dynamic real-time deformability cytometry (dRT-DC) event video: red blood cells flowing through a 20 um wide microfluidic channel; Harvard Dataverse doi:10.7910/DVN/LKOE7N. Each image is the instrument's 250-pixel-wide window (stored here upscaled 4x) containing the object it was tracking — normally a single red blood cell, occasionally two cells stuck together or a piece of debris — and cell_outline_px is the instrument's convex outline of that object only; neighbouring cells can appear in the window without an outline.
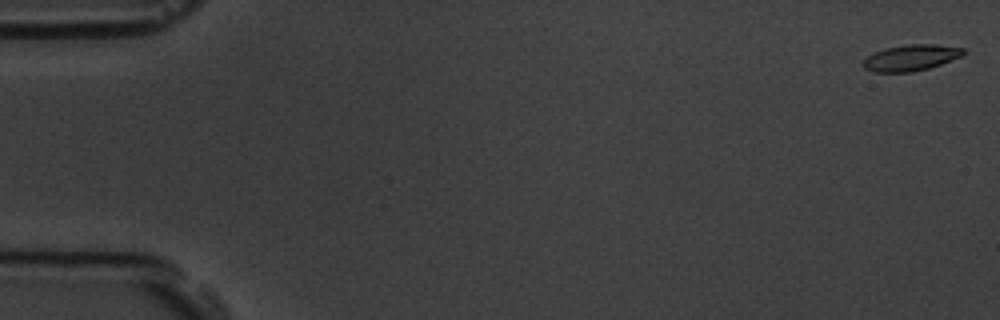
{"species": "common noctule bat (a hibernating species)", "species_latin": "Nyctalus noctula", "temperature_condition": "room temperature", "stored_images_in_passage": 58, "camera_frame_rate_fps": 3000, "um_per_image_px": 0.085, "animal": {"sex": "male", "body_mass_g": 19.5, "forearm_length_mm": 54.6}, "frame": {"image": 1, "passage_image": 1, "time_ms": 0.0, "image_size_px": [1000, 320], "cell_outline_px": [[964, 52], [960, 56], [940, 64], [928, 68], [912, 72], [872, 72], [864, 68], [864, 60], [868, 56], [884, 48], [908, 44], [936, 44], [964, 48]], "centroid_in_image_um": [77.41, 4.9], "position_along_channel_um": 7.6, "area_um2": 15.03}}
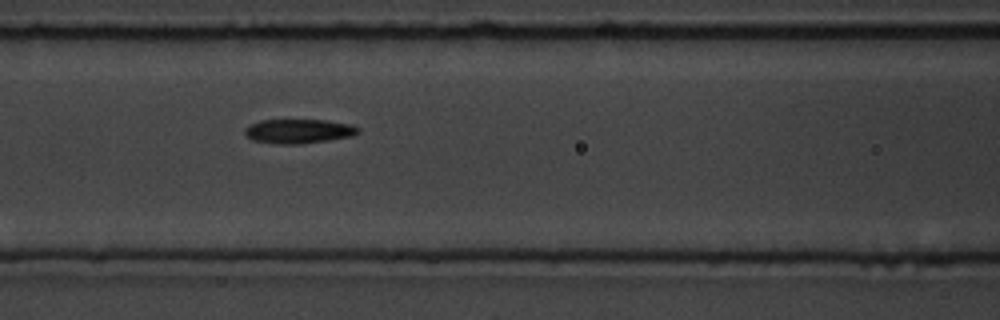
{"frame": {"image": 2, "passage_image": 25, "time_ms": 8.0, "image_size_px": [1000, 320], "cell_outline_px": [[360, 132], [352, 136], [328, 140], [300, 144], [280, 144], [252, 140], [244, 132], [244, 128], [260, 120], [324, 120], [352, 124], [360, 128]], "centroid_in_image_um": [25.41, 11.15], "position_along_channel_um": 141.2, "area_um2": 16.01}}
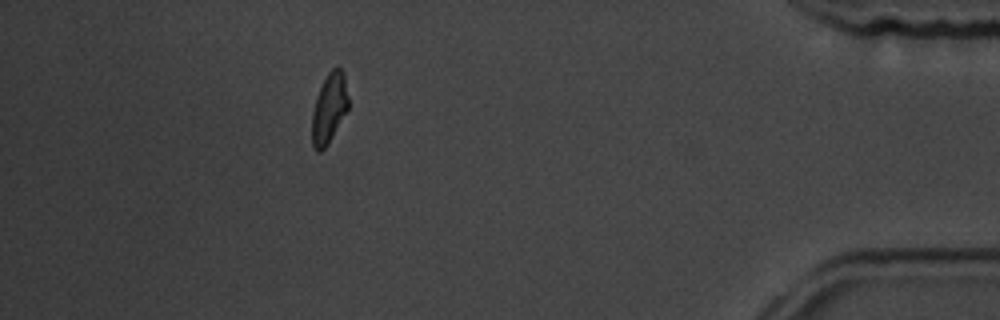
{"frame": {"image": 3, "passage_image": 52, "time_ms": 17.0, "image_size_px": [1000, 320], "cell_outline_px": [[348, 108], [328, 144], [320, 152], [316, 152], [312, 144], [312, 112], [316, 96], [328, 72], [332, 68], [340, 68], [344, 72], [348, 96]], "centroid_in_image_um": [27.97, 9.2], "position_along_channel_um": 407.2, "area_um2": 14.74}, "authors_computed_cell_mechanics": {"area_um2": 15.8372, "velocity_mm_per_s": 3.5338, "shape_relaxation_time_tau1_ms": 4.2503, "shape_relaxation_time_tau2_ms": 5.6043, "deformation_change_tau1": 0.1218, "deformation_change_tau2": 0.1245}}